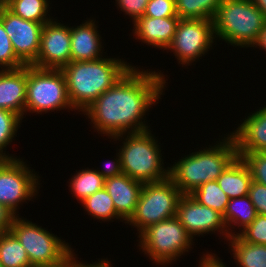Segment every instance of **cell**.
Masks as SVG:
<instances>
[{
  "label": "cell",
  "mask_w": 266,
  "mask_h": 267,
  "mask_svg": "<svg viewBox=\"0 0 266 267\" xmlns=\"http://www.w3.org/2000/svg\"><path fill=\"white\" fill-rule=\"evenodd\" d=\"M200 204L210 207L224 215L230 198L220 188L217 181L206 182L197 187L191 194Z\"/></svg>",
  "instance_id": "cell-28"
},
{
  "label": "cell",
  "mask_w": 266,
  "mask_h": 267,
  "mask_svg": "<svg viewBox=\"0 0 266 267\" xmlns=\"http://www.w3.org/2000/svg\"><path fill=\"white\" fill-rule=\"evenodd\" d=\"M248 196L255 207L256 213L266 216V186L252 181Z\"/></svg>",
  "instance_id": "cell-35"
},
{
  "label": "cell",
  "mask_w": 266,
  "mask_h": 267,
  "mask_svg": "<svg viewBox=\"0 0 266 267\" xmlns=\"http://www.w3.org/2000/svg\"><path fill=\"white\" fill-rule=\"evenodd\" d=\"M27 65L17 69H0V109L25 115Z\"/></svg>",
  "instance_id": "cell-15"
},
{
  "label": "cell",
  "mask_w": 266,
  "mask_h": 267,
  "mask_svg": "<svg viewBox=\"0 0 266 267\" xmlns=\"http://www.w3.org/2000/svg\"><path fill=\"white\" fill-rule=\"evenodd\" d=\"M139 249L156 265H169L189 252L193 238L187 233L176 216L152 224L139 235Z\"/></svg>",
  "instance_id": "cell-6"
},
{
  "label": "cell",
  "mask_w": 266,
  "mask_h": 267,
  "mask_svg": "<svg viewBox=\"0 0 266 267\" xmlns=\"http://www.w3.org/2000/svg\"><path fill=\"white\" fill-rule=\"evenodd\" d=\"M83 208H85L87 214L93 217L94 219H100L104 222H108L111 219H119L126 224V221L116 212L114 207V202L108 194L105 188H102L92 194L91 196L86 197L81 201Z\"/></svg>",
  "instance_id": "cell-25"
},
{
  "label": "cell",
  "mask_w": 266,
  "mask_h": 267,
  "mask_svg": "<svg viewBox=\"0 0 266 267\" xmlns=\"http://www.w3.org/2000/svg\"><path fill=\"white\" fill-rule=\"evenodd\" d=\"M255 48H262V50L264 49L266 51V23L264 25V28L262 29V31L259 34L258 37V41L254 44Z\"/></svg>",
  "instance_id": "cell-41"
},
{
  "label": "cell",
  "mask_w": 266,
  "mask_h": 267,
  "mask_svg": "<svg viewBox=\"0 0 266 267\" xmlns=\"http://www.w3.org/2000/svg\"><path fill=\"white\" fill-rule=\"evenodd\" d=\"M179 20V17L142 16L133 23V36L146 45L166 50L174 38Z\"/></svg>",
  "instance_id": "cell-17"
},
{
  "label": "cell",
  "mask_w": 266,
  "mask_h": 267,
  "mask_svg": "<svg viewBox=\"0 0 266 267\" xmlns=\"http://www.w3.org/2000/svg\"><path fill=\"white\" fill-rule=\"evenodd\" d=\"M0 21L11 40L16 56L25 65H32L38 57L44 24L16 16L5 6L0 8Z\"/></svg>",
  "instance_id": "cell-12"
},
{
  "label": "cell",
  "mask_w": 266,
  "mask_h": 267,
  "mask_svg": "<svg viewBox=\"0 0 266 267\" xmlns=\"http://www.w3.org/2000/svg\"><path fill=\"white\" fill-rule=\"evenodd\" d=\"M16 216L7 206L0 203V234L10 231Z\"/></svg>",
  "instance_id": "cell-37"
},
{
  "label": "cell",
  "mask_w": 266,
  "mask_h": 267,
  "mask_svg": "<svg viewBox=\"0 0 266 267\" xmlns=\"http://www.w3.org/2000/svg\"><path fill=\"white\" fill-rule=\"evenodd\" d=\"M215 38L233 47H253L266 23L251 0H222L213 19Z\"/></svg>",
  "instance_id": "cell-5"
},
{
  "label": "cell",
  "mask_w": 266,
  "mask_h": 267,
  "mask_svg": "<svg viewBox=\"0 0 266 267\" xmlns=\"http://www.w3.org/2000/svg\"><path fill=\"white\" fill-rule=\"evenodd\" d=\"M225 136L216 145L185 155L169 167V178L183 194H191L200 185L216 181L238 156L235 139L231 134Z\"/></svg>",
  "instance_id": "cell-3"
},
{
  "label": "cell",
  "mask_w": 266,
  "mask_h": 267,
  "mask_svg": "<svg viewBox=\"0 0 266 267\" xmlns=\"http://www.w3.org/2000/svg\"><path fill=\"white\" fill-rule=\"evenodd\" d=\"M144 16L154 18L178 17L175 0H149Z\"/></svg>",
  "instance_id": "cell-33"
},
{
  "label": "cell",
  "mask_w": 266,
  "mask_h": 267,
  "mask_svg": "<svg viewBox=\"0 0 266 267\" xmlns=\"http://www.w3.org/2000/svg\"><path fill=\"white\" fill-rule=\"evenodd\" d=\"M76 254L72 251L67 257L57 264L40 266V267H78V260ZM75 256V257H74Z\"/></svg>",
  "instance_id": "cell-39"
},
{
  "label": "cell",
  "mask_w": 266,
  "mask_h": 267,
  "mask_svg": "<svg viewBox=\"0 0 266 267\" xmlns=\"http://www.w3.org/2000/svg\"><path fill=\"white\" fill-rule=\"evenodd\" d=\"M237 154L249 168L252 181L266 186V152Z\"/></svg>",
  "instance_id": "cell-30"
},
{
  "label": "cell",
  "mask_w": 266,
  "mask_h": 267,
  "mask_svg": "<svg viewBox=\"0 0 266 267\" xmlns=\"http://www.w3.org/2000/svg\"><path fill=\"white\" fill-rule=\"evenodd\" d=\"M0 264L2 267H32L25 248L11 231L0 234Z\"/></svg>",
  "instance_id": "cell-24"
},
{
  "label": "cell",
  "mask_w": 266,
  "mask_h": 267,
  "mask_svg": "<svg viewBox=\"0 0 266 267\" xmlns=\"http://www.w3.org/2000/svg\"><path fill=\"white\" fill-rule=\"evenodd\" d=\"M220 188L230 198L248 195L252 177L249 168L237 156L216 180Z\"/></svg>",
  "instance_id": "cell-20"
},
{
  "label": "cell",
  "mask_w": 266,
  "mask_h": 267,
  "mask_svg": "<svg viewBox=\"0 0 266 267\" xmlns=\"http://www.w3.org/2000/svg\"><path fill=\"white\" fill-rule=\"evenodd\" d=\"M5 6V1L4 0H0V8Z\"/></svg>",
  "instance_id": "cell-44"
},
{
  "label": "cell",
  "mask_w": 266,
  "mask_h": 267,
  "mask_svg": "<svg viewBox=\"0 0 266 267\" xmlns=\"http://www.w3.org/2000/svg\"><path fill=\"white\" fill-rule=\"evenodd\" d=\"M256 7H258L262 12L263 15L266 17V0H251Z\"/></svg>",
  "instance_id": "cell-43"
},
{
  "label": "cell",
  "mask_w": 266,
  "mask_h": 267,
  "mask_svg": "<svg viewBox=\"0 0 266 267\" xmlns=\"http://www.w3.org/2000/svg\"><path fill=\"white\" fill-rule=\"evenodd\" d=\"M203 255L204 256L199 261L200 263L198 267H226V264L220 260L217 254L207 252Z\"/></svg>",
  "instance_id": "cell-38"
},
{
  "label": "cell",
  "mask_w": 266,
  "mask_h": 267,
  "mask_svg": "<svg viewBox=\"0 0 266 267\" xmlns=\"http://www.w3.org/2000/svg\"><path fill=\"white\" fill-rule=\"evenodd\" d=\"M111 265V262H109L107 258L98 260V262H92V264L87 262L84 263V261L82 263L78 260V267H112Z\"/></svg>",
  "instance_id": "cell-40"
},
{
  "label": "cell",
  "mask_w": 266,
  "mask_h": 267,
  "mask_svg": "<svg viewBox=\"0 0 266 267\" xmlns=\"http://www.w3.org/2000/svg\"><path fill=\"white\" fill-rule=\"evenodd\" d=\"M143 183L127 174L105 179L104 188L112 198L116 212L127 222L135 213Z\"/></svg>",
  "instance_id": "cell-19"
},
{
  "label": "cell",
  "mask_w": 266,
  "mask_h": 267,
  "mask_svg": "<svg viewBox=\"0 0 266 267\" xmlns=\"http://www.w3.org/2000/svg\"><path fill=\"white\" fill-rule=\"evenodd\" d=\"M33 170L20 158L11 159L0 169V203L15 214L19 213V204L38 194L40 176Z\"/></svg>",
  "instance_id": "cell-11"
},
{
  "label": "cell",
  "mask_w": 266,
  "mask_h": 267,
  "mask_svg": "<svg viewBox=\"0 0 266 267\" xmlns=\"http://www.w3.org/2000/svg\"><path fill=\"white\" fill-rule=\"evenodd\" d=\"M256 215L255 207L248 195L230 199L223 215V220L229 236L232 237L238 235L237 232H232L235 230H232L231 228L235 229L234 227L238 225L237 227L239 231L244 230L252 223L256 218Z\"/></svg>",
  "instance_id": "cell-21"
},
{
  "label": "cell",
  "mask_w": 266,
  "mask_h": 267,
  "mask_svg": "<svg viewBox=\"0 0 266 267\" xmlns=\"http://www.w3.org/2000/svg\"><path fill=\"white\" fill-rule=\"evenodd\" d=\"M151 132L149 129L111 138L114 141L115 139L123 141V145L119 148L122 172L143 184L158 182L169 177V166L167 168L163 166L161 146Z\"/></svg>",
  "instance_id": "cell-4"
},
{
  "label": "cell",
  "mask_w": 266,
  "mask_h": 267,
  "mask_svg": "<svg viewBox=\"0 0 266 267\" xmlns=\"http://www.w3.org/2000/svg\"><path fill=\"white\" fill-rule=\"evenodd\" d=\"M117 8L125 12L134 23L138 18L144 16L149 0H115Z\"/></svg>",
  "instance_id": "cell-34"
},
{
  "label": "cell",
  "mask_w": 266,
  "mask_h": 267,
  "mask_svg": "<svg viewBox=\"0 0 266 267\" xmlns=\"http://www.w3.org/2000/svg\"><path fill=\"white\" fill-rule=\"evenodd\" d=\"M176 217L193 239L195 236L217 232H220V235L225 240L230 237L223 215L210 207L200 204L190 194H183L180 198Z\"/></svg>",
  "instance_id": "cell-13"
},
{
  "label": "cell",
  "mask_w": 266,
  "mask_h": 267,
  "mask_svg": "<svg viewBox=\"0 0 266 267\" xmlns=\"http://www.w3.org/2000/svg\"><path fill=\"white\" fill-rule=\"evenodd\" d=\"M17 157L9 156V153H5L0 150V169L3 168L11 159H15Z\"/></svg>",
  "instance_id": "cell-42"
},
{
  "label": "cell",
  "mask_w": 266,
  "mask_h": 267,
  "mask_svg": "<svg viewBox=\"0 0 266 267\" xmlns=\"http://www.w3.org/2000/svg\"><path fill=\"white\" fill-rule=\"evenodd\" d=\"M180 19L213 20L222 0H175Z\"/></svg>",
  "instance_id": "cell-27"
},
{
  "label": "cell",
  "mask_w": 266,
  "mask_h": 267,
  "mask_svg": "<svg viewBox=\"0 0 266 267\" xmlns=\"http://www.w3.org/2000/svg\"><path fill=\"white\" fill-rule=\"evenodd\" d=\"M131 67V64L120 58L108 56L93 61H71L64 66L61 70L74 111L83 112Z\"/></svg>",
  "instance_id": "cell-2"
},
{
  "label": "cell",
  "mask_w": 266,
  "mask_h": 267,
  "mask_svg": "<svg viewBox=\"0 0 266 267\" xmlns=\"http://www.w3.org/2000/svg\"><path fill=\"white\" fill-rule=\"evenodd\" d=\"M87 20L79 26L71 27V61H93L103 58L104 46L102 47V37L97 30L96 20Z\"/></svg>",
  "instance_id": "cell-18"
},
{
  "label": "cell",
  "mask_w": 266,
  "mask_h": 267,
  "mask_svg": "<svg viewBox=\"0 0 266 267\" xmlns=\"http://www.w3.org/2000/svg\"><path fill=\"white\" fill-rule=\"evenodd\" d=\"M18 215L10 231L25 248L32 267L57 264L73 251L65 240Z\"/></svg>",
  "instance_id": "cell-9"
},
{
  "label": "cell",
  "mask_w": 266,
  "mask_h": 267,
  "mask_svg": "<svg viewBox=\"0 0 266 267\" xmlns=\"http://www.w3.org/2000/svg\"><path fill=\"white\" fill-rule=\"evenodd\" d=\"M215 39L213 20L180 19L166 50L173 52L178 64L189 66L210 51Z\"/></svg>",
  "instance_id": "cell-10"
},
{
  "label": "cell",
  "mask_w": 266,
  "mask_h": 267,
  "mask_svg": "<svg viewBox=\"0 0 266 267\" xmlns=\"http://www.w3.org/2000/svg\"><path fill=\"white\" fill-rule=\"evenodd\" d=\"M116 156V159L114 158V160H111L110 162L107 161L101 171L100 169H95L104 179L115 177L123 173L120 153H116Z\"/></svg>",
  "instance_id": "cell-36"
},
{
  "label": "cell",
  "mask_w": 266,
  "mask_h": 267,
  "mask_svg": "<svg viewBox=\"0 0 266 267\" xmlns=\"http://www.w3.org/2000/svg\"><path fill=\"white\" fill-rule=\"evenodd\" d=\"M22 118L15 112L0 109V150L5 152L7 145H10L16 137ZM10 143V144H9Z\"/></svg>",
  "instance_id": "cell-29"
},
{
  "label": "cell",
  "mask_w": 266,
  "mask_h": 267,
  "mask_svg": "<svg viewBox=\"0 0 266 267\" xmlns=\"http://www.w3.org/2000/svg\"><path fill=\"white\" fill-rule=\"evenodd\" d=\"M226 242L239 267H266V245L247 243L238 235L229 237Z\"/></svg>",
  "instance_id": "cell-22"
},
{
  "label": "cell",
  "mask_w": 266,
  "mask_h": 267,
  "mask_svg": "<svg viewBox=\"0 0 266 267\" xmlns=\"http://www.w3.org/2000/svg\"><path fill=\"white\" fill-rule=\"evenodd\" d=\"M182 195L169 177L158 182L144 183L135 213L126 223L134 226L140 234L150 225L176 216Z\"/></svg>",
  "instance_id": "cell-8"
},
{
  "label": "cell",
  "mask_w": 266,
  "mask_h": 267,
  "mask_svg": "<svg viewBox=\"0 0 266 267\" xmlns=\"http://www.w3.org/2000/svg\"><path fill=\"white\" fill-rule=\"evenodd\" d=\"M70 110L66 79L61 69H44L27 65L25 114Z\"/></svg>",
  "instance_id": "cell-7"
},
{
  "label": "cell",
  "mask_w": 266,
  "mask_h": 267,
  "mask_svg": "<svg viewBox=\"0 0 266 267\" xmlns=\"http://www.w3.org/2000/svg\"><path fill=\"white\" fill-rule=\"evenodd\" d=\"M49 2V0H6L5 7L25 20L45 24L53 18L48 14L51 9Z\"/></svg>",
  "instance_id": "cell-23"
},
{
  "label": "cell",
  "mask_w": 266,
  "mask_h": 267,
  "mask_svg": "<svg viewBox=\"0 0 266 267\" xmlns=\"http://www.w3.org/2000/svg\"><path fill=\"white\" fill-rule=\"evenodd\" d=\"M25 64L16 56L10 38L0 21V69H17Z\"/></svg>",
  "instance_id": "cell-31"
},
{
  "label": "cell",
  "mask_w": 266,
  "mask_h": 267,
  "mask_svg": "<svg viewBox=\"0 0 266 267\" xmlns=\"http://www.w3.org/2000/svg\"><path fill=\"white\" fill-rule=\"evenodd\" d=\"M69 182L71 194L78 201H83L86 197L91 196L98 190L104 188L105 179L94 169H82L76 171Z\"/></svg>",
  "instance_id": "cell-26"
},
{
  "label": "cell",
  "mask_w": 266,
  "mask_h": 267,
  "mask_svg": "<svg viewBox=\"0 0 266 267\" xmlns=\"http://www.w3.org/2000/svg\"><path fill=\"white\" fill-rule=\"evenodd\" d=\"M56 20V21H55ZM71 27L57 19L44 24L40 49L32 66L44 69H62L71 62Z\"/></svg>",
  "instance_id": "cell-14"
},
{
  "label": "cell",
  "mask_w": 266,
  "mask_h": 267,
  "mask_svg": "<svg viewBox=\"0 0 266 267\" xmlns=\"http://www.w3.org/2000/svg\"><path fill=\"white\" fill-rule=\"evenodd\" d=\"M247 243L266 245V216L256 215L252 223L238 233Z\"/></svg>",
  "instance_id": "cell-32"
},
{
  "label": "cell",
  "mask_w": 266,
  "mask_h": 267,
  "mask_svg": "<svg viewBox=\"0 0 266 267\" xmlns=\"http://www.w3.org/2000/svg\"><path fill=\"white\" fill-rule=\"evenodd\" d=\"M239 125L230 133L237 153L266 152V105L249 114Z\"/></svg>",
  "instance_id": "cell-16"
},
{
  "label": "cell",
  "mask_w": 266,
  "mask_h": 267,
  "mask_svg": "<svg viewBox=\"0 0 266 267\" xmlns=\"http://www.w3.org/2000/svg\"><path fill=\"white\" fill-rule=\"evenodd\" d=\"M161 71L132 66L111 88L101 94L83 114L94 129L108 138L149 130L143 118L158 103L166 86ZM144 120V121H143Z\"/></svg>",
  "instance_id": "cell-1"
}]
</instances>
